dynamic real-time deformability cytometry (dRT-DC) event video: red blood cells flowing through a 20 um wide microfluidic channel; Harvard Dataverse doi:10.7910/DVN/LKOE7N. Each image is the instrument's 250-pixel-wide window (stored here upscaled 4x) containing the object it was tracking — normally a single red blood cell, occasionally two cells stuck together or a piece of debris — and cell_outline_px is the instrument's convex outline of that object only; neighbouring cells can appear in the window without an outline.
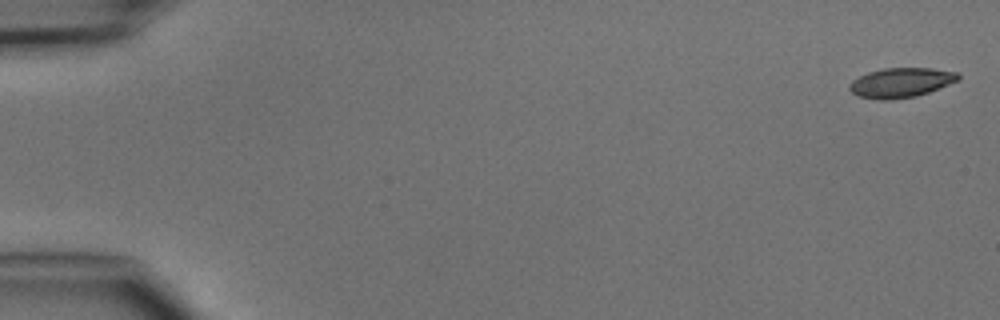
{"species": "common noctule bat (a hibernating species)", "species_latin": "Nyctalus noctula", "temperature_condition": "cold", "stored_images_in_passage": 47, "camera_frame_rate_fps": 3000, "um_per_image_px": 0.085, "animal": {"sex": "male", "body_mass_g": 15.6}, "frame": {"image": 1, "passage_image": 1, "time_ms": 0.0, "image_size_px": [1000, 320], "cell_outline_px": [[960, 80], [928, 92], [916, 96], [892, 100], [880, 100], [860, 96], [852, 92], [848, 88], [848, 84], [852, 80], [868, 72], [884, 68], [932, 68], [960, 72]], "centroid_in_image_um": [76.6, 7.02], "position_along_channel_um": 8.4, "area_um2": 18.9}}
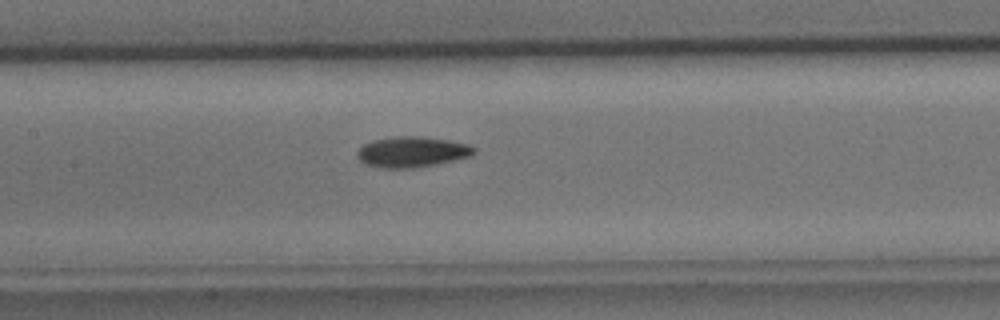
{"frame": {"image": 2, "passage_image": 23, "time_ms": 7.333, "image_size_px": [1000, 320], "cell_outline_px": [[476, 152], [472, 156], [436, 164], [412, 168], [380, 168], [364, 164], [356, 156], [356, 152], [364, 144], [372, 140], [396, 136], [420, 136], [448, 140], [468, 144], [476, 148]], "centroid_in_image_um": [35.01, 12.91], "position_along_channel_um": 172.4, "area_um2": 20.98}}
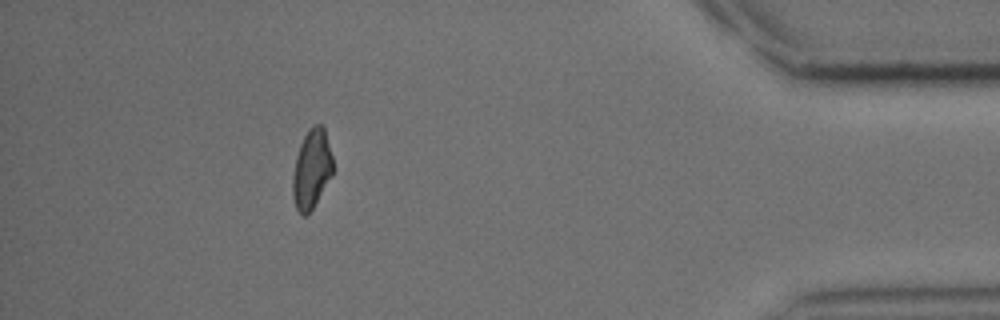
{"frame": {"image": 3, "passage_image": 43, "time_ms": 14.0, "image_size_px": [1000, 320], "cell_outline_px": [[332, 172], [312, 208], [304, 216], [296, 208], [292, 196], [292, 180], [296, 156], [300, 144], [308, 128], [312, 124], [320, 124], [324, 128], [332, 156]], "centroid_in_image_um": [26.46, 14.32], "position_along_channel_um": 408.7, "area_um2": 18.09}}